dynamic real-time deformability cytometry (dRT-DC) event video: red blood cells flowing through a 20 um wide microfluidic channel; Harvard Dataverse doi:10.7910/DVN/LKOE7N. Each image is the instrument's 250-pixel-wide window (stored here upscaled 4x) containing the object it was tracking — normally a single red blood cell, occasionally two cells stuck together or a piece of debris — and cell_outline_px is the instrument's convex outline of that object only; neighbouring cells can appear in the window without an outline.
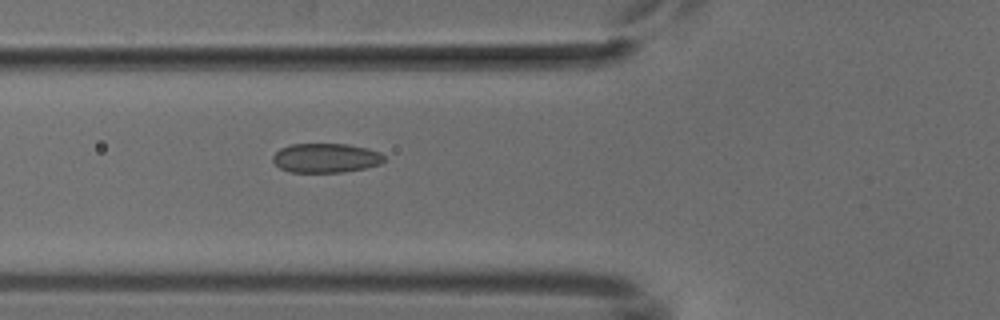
{"species": "common noctule bat (a hibernating species)", "species_latin": "Nyctalus noctula", "temperature_condition": "cold", "stored_images_in_passage": 4, "camera_frame_rate_fps": 3000, "um_per_image_px": 0.085, "animal": {"sex": "male", "body_mass_g": 18.8}, "frame": {"image": 1, "passage_image": 3, "time_ms": 2.333, "image_size_px": [1000, 320], "cell_outline_px": [[384, 160], [380, 164], [364, 168], [344, 172], [288, 172], [280, 168], [272, 160], [272, 156], [280, 148], [292, 144], [348, 144], [368, 148], [380, 152], [384, 156]], "centroid_in_image_um": [27.69, 13.42], "position_along_channel_um": 98.1, "area_um2": 19.07}}